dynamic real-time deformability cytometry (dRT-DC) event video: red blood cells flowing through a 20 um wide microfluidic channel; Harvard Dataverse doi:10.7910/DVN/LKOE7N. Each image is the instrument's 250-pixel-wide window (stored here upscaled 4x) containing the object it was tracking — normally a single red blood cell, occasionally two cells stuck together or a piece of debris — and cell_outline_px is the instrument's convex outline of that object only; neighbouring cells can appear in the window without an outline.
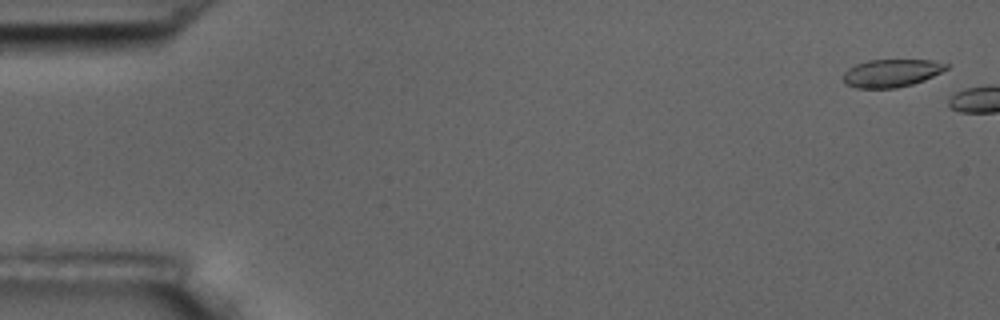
{"species": "common noctule bat (a hibernating species)", "species_latin": "Nyctalus noctula", "temperature_condition": "room temperature", "stored_images_in_passage": 2, "camera_frame_rate_fps": 3000, "um_per_image_px": 0.085, "animal": {"sex": "male", "body_mass_g": 17.5, "forearm_length_mm": 52.3}, "frame": {"image": 1, "passage_image": 1, "time_ms": 0.0, "image_size_px": [1000, 320], "cell_outline_px": [[948, 68], [924, 80], [912, 84], [896, 88], [856, 88], [844, 84], [840, 76], [848, 68], [856, 64], [868, 60], [932, 60], [948, 64]], "centroid_in_image_um": [75.7, 6.22], "position_along_channel_um": 9.3, "area_um2": 16.82}}